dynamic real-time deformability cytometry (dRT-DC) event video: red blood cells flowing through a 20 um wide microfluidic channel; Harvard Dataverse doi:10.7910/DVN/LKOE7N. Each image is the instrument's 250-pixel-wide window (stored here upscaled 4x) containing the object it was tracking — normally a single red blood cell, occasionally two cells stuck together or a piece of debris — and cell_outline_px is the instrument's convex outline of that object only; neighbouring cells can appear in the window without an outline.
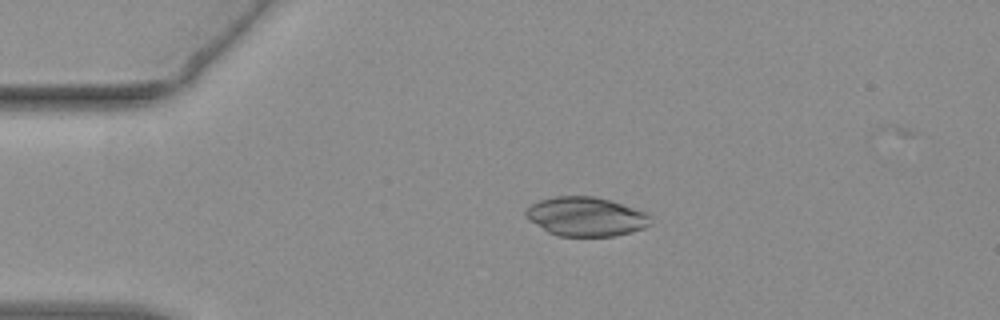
{"species": "common noctule bat (a hibernating species)", "species_latin": "Nyctalus noctula", "temperature_condition": "warm", "stored_images_in_passage": 33, "camera_frame_rate_fps": 3000, "um_per_image_px": 0.085, "animal": {"sex": "female", "body_mass_g": 19.3, "forearm_length_mm": 54.1}, "frame": {"image": 1, "passage_image": 1, "time_ms": 0.0, "image_size_px": [1000, 320], "cell_outline_px": [[652, 224], [644, 228], [632, 232], [616, 236], [556, 236], [548, 232], [528, 220], [524, 216], [524, 212], [532, 204], [540, 200], [552, 196], [596, 196], [644, 212], [652, 216]], "centroid_in_image_um": [49.79, 18.42], "position_along_channel_um": 35.2, "area_um2": 28.55}}
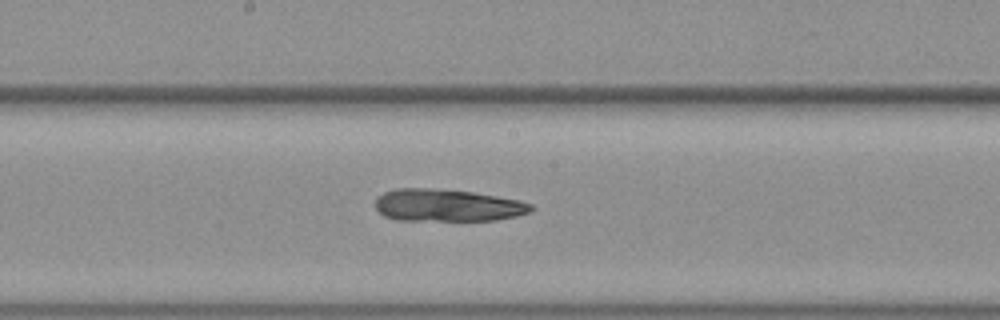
{"frame": {"image": 2, "passage_image": 18, "time_ms": 5.667, "image_size_px": [1000, 320], "cell_outline_px": [[532, 208], [528, 212], [516, 216], [496, 220], [396, 220], [384, 216], [376, 208], [376, 200], [384, 192], [396, 188], [436, 188], [472, 192], [520, 200], [532, 204]], "centroid_in_image_um": [38.01, 17.45], "position_along_channel_um": 210.2, "area_um2": 29.19}}
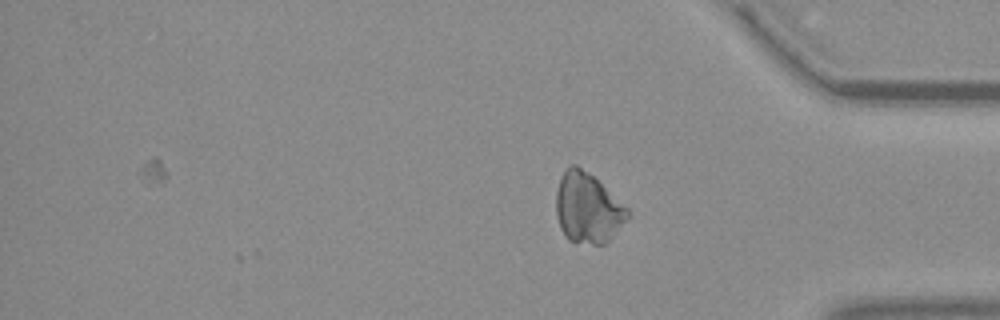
{"frame": {"image": 3, "passage_image": 33, "time_ms": 10.667, "image_size_px": [1000, 320], "cell_outline_px": [[628, 220], [604, 244], [592, 244], [568, 240], [564, 236], [560, 228], [556, 216], [556, 192], [560, 180], [564, 172], [572, 164], [576, 164], [588, 172], [628, 208]], "centroid_in_image_um": [49.94, 17.7], "position_along_channel_um": 385.3, "area_um2": 28.96}, "authors_computed_cell_mechanics": {"area_um2": 29.3624, "velocity_mm_per_s": 3.8009, "shape_relaxation_time_tau1_ms": null, "shape_relaxation_time_tau2_ms": 3.1667, "deformation_change_tau1": null, "deformation_change_tau2": 0.0835}}